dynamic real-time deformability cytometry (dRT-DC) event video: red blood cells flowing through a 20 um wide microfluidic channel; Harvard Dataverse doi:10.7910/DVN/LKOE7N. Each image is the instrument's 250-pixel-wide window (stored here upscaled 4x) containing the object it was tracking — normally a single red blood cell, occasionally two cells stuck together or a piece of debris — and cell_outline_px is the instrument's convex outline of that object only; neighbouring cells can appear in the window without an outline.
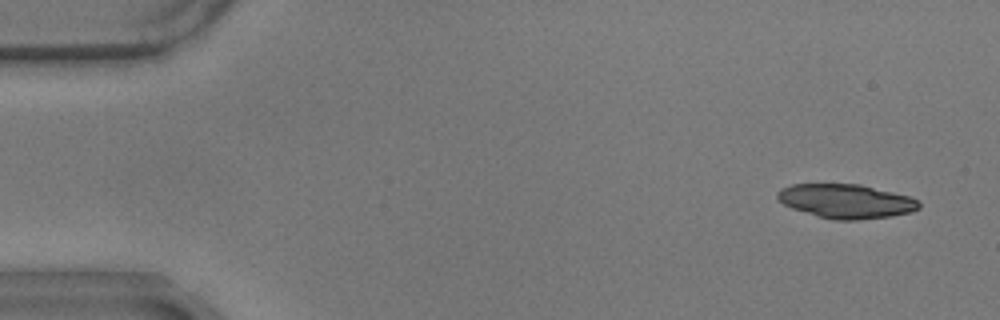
{"species": "common noctule bat (a hibernating species)", "species_latin": "Nyctalus noctula", "temperature_condition": "warm", "stored_images_in_passage": 31, "camera_frame_rate_fps": 3000, "um_per_image_px": 0.085, "animal": {"sex": "male", "body_mass_g": 17.9}, "frame": {"image": 1, "passage_image": 3, "time_ms": 0.667, "image_size_px": [1000, 320], "cell_outline_px": [[920, 208], [912, 212], [892, 216], [856, 220], [836, 220], [816, 216], [792, 208], [784, 204], [776, 196], [776, 192], [780, 188], [792, 184], [860, 184], [912, 196], [920, 200]], "centroid_in_image_um": [71.95, 17.1], "position_along_channel_um": 13.0, "area_um2": 28.44}}